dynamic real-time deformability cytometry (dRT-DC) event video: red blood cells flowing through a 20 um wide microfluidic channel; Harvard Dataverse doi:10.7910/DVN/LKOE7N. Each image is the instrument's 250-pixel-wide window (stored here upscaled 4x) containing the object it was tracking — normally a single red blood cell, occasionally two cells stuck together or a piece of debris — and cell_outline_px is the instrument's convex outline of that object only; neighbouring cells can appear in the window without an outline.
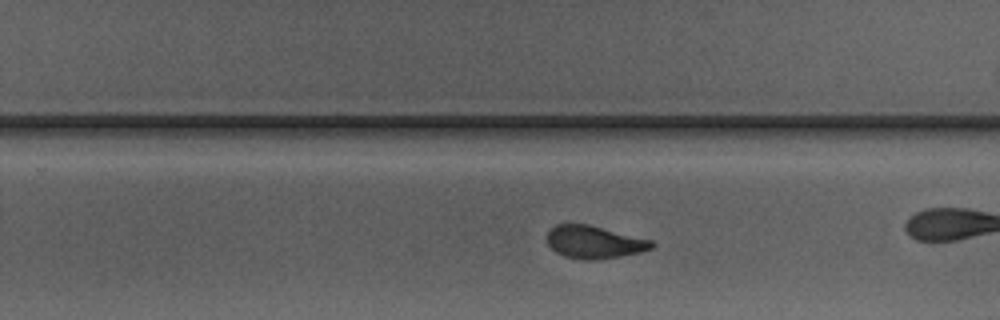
{"species": "Egyptian fruit bat (a non-hibernating species)", "species_latin": "Rousettus aegyptiacus", "temperature_condition": "warm", "stored_images_in_passage": 37, "camera_frame_rate_fps": 3000, "um_per_image_px": 0.085, "animal": {"sex": "male"}, "frame": {"image": 1, "passage_image": 27, "time_ms": 8.667, "image_size_px": [1000, 320], "cell_outline_px": [[656, 244], [652, 248], [640, 252], [620, 256], [592, 260], [580, 260], [564, 256], [556, 252], [548, 244], [548, 232], [556, 224], [588, 224], [652, 240]], "centroid_in_image_um": [50.52, 20.58], "position_along_channel_um": 279.3, "area_um2": 19.83}, "authors_computed_cell_mechanics": {"area_um2": 20.6346, "velocity_mm_per_s": 4.0765, "shape_relaxation_time_tau1_ms": 3.8026, "shape_relaxation_time_tau2_ms": 0.8313, "deformation_change_tau1": 0.1429, "deformation_change_tau2": 0.0615}}